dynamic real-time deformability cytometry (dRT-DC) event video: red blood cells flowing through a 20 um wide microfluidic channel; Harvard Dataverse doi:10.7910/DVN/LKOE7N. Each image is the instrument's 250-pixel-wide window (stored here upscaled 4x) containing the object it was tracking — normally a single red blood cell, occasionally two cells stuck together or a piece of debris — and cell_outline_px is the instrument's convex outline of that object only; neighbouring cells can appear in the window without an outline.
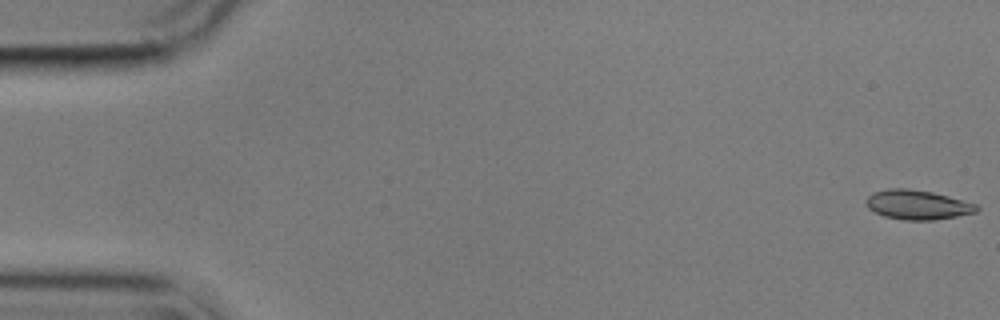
{"species": "common noctule bat (a hibernating species)", "species_latin": "Nyctalus noctula", "temperature_condition": "cold", "stored_images_in_passage": 13, "camera_frame_rate_fps": 3000, "um_per_image_px": 0.085, "animal": {"sex": "male", "body_mass_g": 17.9}, "frame": {"image": 1, "passage_image": 1, "time_ms": 0.0, "image_size_px": [1000, 320], "cell_outline_px": [[980, 208], [976, 212], [956, 216], [932, 220], [904, 220], [884, 216], [868, 208], [864, 200], [872, 192], [888, 188], [908, 188], [932, 192], [948, 196], [976, 204]], "centroid_in_image_um": [77.95, 17.39], "position_along_channel_um": 7.1, "area_um2": 18.96}}